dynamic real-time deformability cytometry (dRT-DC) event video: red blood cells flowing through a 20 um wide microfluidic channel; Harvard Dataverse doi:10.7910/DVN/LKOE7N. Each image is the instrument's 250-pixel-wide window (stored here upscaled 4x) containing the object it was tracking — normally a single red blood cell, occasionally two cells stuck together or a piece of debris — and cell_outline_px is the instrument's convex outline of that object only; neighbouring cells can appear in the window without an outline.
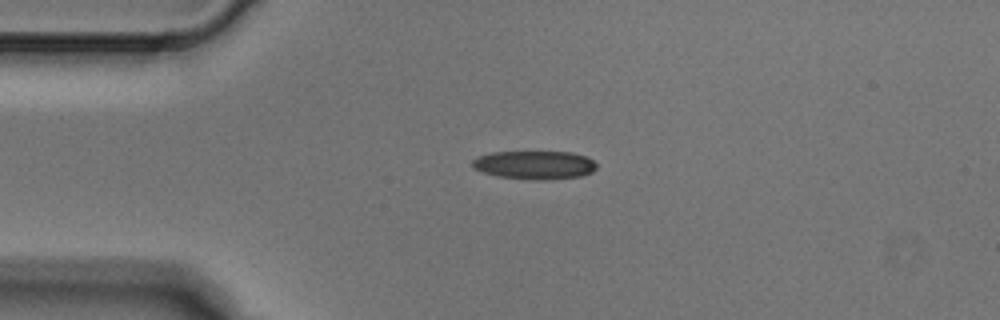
{"species": "Egyptian fruit bat (a non-hibernating species)", "species_latin": "Rousettus aegyptiacus", "temperature_condition": "cold", "stored_images_in_passage": 5, "camera_frame_rate_fps": 3000, "um_per_image_px": 0.085, "animal": {"sex": "male"}, "frame": {"image": 1, "passage_image": 3, "time_ms": 0.667, "image_size_px": [1000, 320], "cell_outline_px": [[596, 168], [592, 172], [580, 176], [544, 180], [532, 180], [500, 176], [484, 172], [472, 168], [472, 160], [480, 156], [492, 152], [572, 152], [588, 156], [596, 164]], "centroid_in_image_um": [45.46, 14.02], "position_along_channel_um": 39.5, "area_um2": 20.52}}
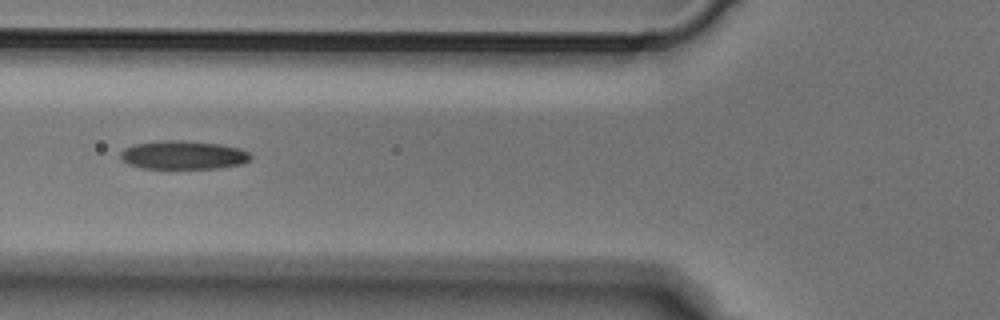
{"frame": {"image": 2, "passage_image": 5, "time_ms": 1.333, "image_size_px": [1000, 320], "cell_outline_px": [[252, 156], [244, 164], [220, 168], [140, 168], [128, 164], [120, 156], [120, 152], [124, 148], [136, 144], [164, 140], [184, 140], [220, 144], [240, 148], [248, 152]], "centroid_in_image_um": [15.6, 13.18], "position_along_channel_um": 110.2, "area_um2": 21.68}}